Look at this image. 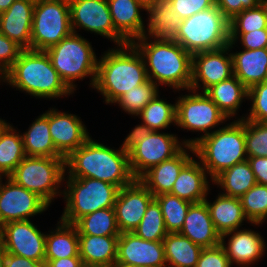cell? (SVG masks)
<instances>
[{
    "instance_id": "6da1fadb",
    "label": "cell",
    "mask_w": 267,
    "mask_h": 267,
    "mask_svg": "<svg viewBox=\"0 0 267 267\" xmlns=\"http://www.w3.org/2000/svg\"><path fill=\"white\" fill-rule=\"evenodd\" d=\"M65 176L93 178L116 185L119 189L136 178L129 165L128 149L123 141L119 149L96 142L91 137L65 158Z\"/></svg>"
},
{
    "instance_id": "7a4b0ae2",
    "label": "cell",
    "mask_w": 267,
    "mask_h": 267,
    "mask_svg": "<svg viewBox=\"0 0 267 267\" xmlns=\"http://www.w3.org/2000/svg\"><path fill=\"white\" fill-rule=\"evenodd\" d=\"M132 44L144 59L150 81L158 87L166 85L175 91L190 90L192 54L180 44L147 36L135 39Z\"/></svg>"
},
{
    "instance_id": "3957f363",
    "label": "cell",
    "mask_w": 267,
    "mask_h": 267,
    "mask_svg": "<svg viewBox=\"0 0 267 267\" xmlns=\"http://www.w3.org/2000/svg\"><path fill=\"white\" fill-rule=\"evenodd\" d=\"M116 47L99 57L93 87L105 103L111 105L127 91L148 80L144 59L137 48L132 43Z\"/></svg>"
},
{
    "instance_id": "277c9868",
    "label": "cell",
    "mask_w": 267,
    "mask_h": 267,
    "mask_svg": "<svg viewBox=\"0 0 267 267\" xmlns=\"http://www.w3.org/2000/svg\"><path fill=\"white\" fill-rule=\"evenodd\" d=\"M0 81L30 96L47 100L67 97L74 93L53 68L45 51L22 50Z\"/></svg>"
},
{
    "instance_id": "5b68a950",
    "label": "cell",
    "mask_w": 267,
    "mask_h": 267,
    "mask_svg": "<svg viewBox=\"0 0 267 267\" xmlns=\"http://www.w3.org/2000/svg\"><path fill=\"white\" fill-rule=\"evenodd\" d=\"M194 156L210 176L211 182L224 170L247 160L245 147V119H237L199 139ZM196 154V155H195Z\"/></svg>"
},
{
    "instance_id": "8992f818",
    "label": "cell",
    "mask_w": 267,
    "mask_h": 267,
    "mask_svg": "<svg viewBox=\"0 0 267 267\" xmlns=\"http://www.w3.org/2000/svg\"><path fill=\"white\" fill-rule=\"evenodd\" d=\"M45 52L60 78L73 92L76 91L75 82L78 79L91 77L89 86L94 87L99 59L91 43L79 33L72 32Z\"/></svg>"
},
{
    "instance_id": "52a82bcc",
    "label": "cell",
    "mask_w": 267,
    "mask_h": 267,
    "mask_svg": "<svg viewBox=\"0 0 267 267\" xmlns=\"http://www.w3.org/2000/svg\"><path fill=\"white\" fill-rule=\"evenodd\" d=\"M176 42L191 54L225 47L230 42L229 20L214 5L183 19Z\"/></svg>"
},
{
    "instance_id": "ba28073f",
    "label": "cell",
    "mask_w": 267,
    "mask_h": 267,
    "mask_svg": "<svg viewBox=\"0 0 267 267\" xmlns=\"http://www.w3.org/2000/svg\"><path fill=\"white\" fill-rule=\"evenodd\" d=\"M63 199L66 201L60 219L74 224L86 214L103 208L114 207L119 188L116 185L93 178L65 177Z\"/></svg>"
},
{
    "instance_id": "9c48e42d",
    "label": "cell",
    "mask_w": 267,
    "mask_h": 267,
    "mask_svg": "<svg viewBox=\"0 0 267 267\" xmlns=\"http://www.w3.org/2000/svg\"><path fill=\"white\" fill-rule=\"evenodd\" d=\"M179 140L176 134L134 127L125 138L133 176L138 179L152 166L176 156L186 146Z\"/></svg>"
},
{
    "instance_id": "30bf717a",
    "label": "cell",
    "mask_w": 267,
    "mask_h": 267,
    "mask_svg": "<svg viewBox=\"0 0 267 267\" xmlns=\"http://www.w3.org/2000/svg\"><path fill=\"white\" fill-rule=\"evenodd\" d=\"M65 171L64 157L26 156L8 177L50 206L57 196L63 195L60 188Z\"/></svg>"
},
{
    "instance_id": "8fae6325",
    "label": "cell",
    "mask_w": 267,
    "mask_h": 267,
    "mask_svg": "<svg viewBox=\"0 0 267 267\" xmlns=\"http://www.w3.org/2000/svg\"><path fill=\"white\" fill-rule=\"evenodd\" d=\"M68 0H36L31 50L46 51L72 33Z\"/></svg>"
},
{
    "instance_id": "7c38bea8",
    "label": "cell",
    "mask_w": 267,
    "mask_h": 267,
    "mask_svg": "<svg viewBox=\"0 0 267 267\" xmlns=\"http://www.w3.org/2000/svg\"><path fill=\"white\" fill-rule=\"evenodd\" d=\"M190 92L181 95L176 100V126L193 132H203L200 137L183 139L186 146H193L199 139L211 134L214 128H218L228 117L207 96L205 92ZM222 123V124H221ZM217 126V127H216Z\"/></svg>"
},
{
    "instance_id": "4fadbf2b",
    "label": "cell",
    "mask_w": 267,
    "mask_h": 267,
    "mask_svg": "<svg viewBox=\"0 0 267 267\" xmlns=\"http://www.w3.org/2000/svg\"><path fill=\"white\" fill-rule=\"evenodd\" d=\"M71 28L84 29L122 46L128 42L115 30L107 0H68Z\"/></svg>"
},
{
    "instance_id": "5bb4252c",
    "label": "cell",
    "mask_w": 267,
    "mask_h": 267,
    "mask_svg": "<svg viewBox=\"0 0 267 267\" xmlns=\"http://www.w3.org/2000/svg\"><path fill=\"white\" fill-rule=\"evenodd\" d=\"M235 43L225 47L192 54V80L190 90L205 92L212 85L234 76L231 49ZM202 84H201V83ZM202 86V87H201Z\"/></svg>"
},
{
    "instance_id": "9a60e30c",
    "label": "cell",
    "mask_w": 267,
    "mask_h": 267,
    "mask_svg": "<svg viewBox=\"0 0 267 267\" xmlns=\"http://www.w3.org/2000/svg\"><path fill=\"white\" fill-rule=\"evenodd\" d=\"M7 253L45 264L46 234L31 220L11 221L0 226Z\"/></svg>"
},
{
    "instance_id": "2e32d148",
    "label": "cell",
    "mask_w": 267,
    "mask_h": 267,
    "mask_svg": "<svg viewBox=\"0 0 267 267\" xmlns=\"http://www.w3.org/2000/svg\"><path fill=\"white\" fill-rule=\"evenodd\" d=\"M0 184V226L7 222L30 220L49 205L36 193L16 184L9 177Z\"/></svg>"
},
{
    "instance_id": "e0dca14e",
    "label": "cell",
    "mask_w": 267,
    "mask_h": 267,
    "mask_svg": "<svg viewBox=\"0 0 267 267\" xmlns=\"http://www.w3.org/2000/svg\"><path fill=\"white\" fill-rule=\"evenodd\" d=\"M153 199V194L139 179L119 189L114 210L120 233L133 232L137 228Z\"/></svg>"
},
{
    "instance_id": "ac0fdd59",
    "label": "cell",
    "mask_w": 267,
    "mask_h": 267,
    "mask_svg": "<svg viewBox=\"0 0 267 267\" xmlns=\"http://www.w3.org/2000/svg\"><path fill=\"white\" fill-rule=\"evenodd\" d=\"M116 262L142 267H167L163 241L144 240L134 232L120 233Z\"/></svg>"
},
{
    "instance_id": "d6986e66",
    "label": "cell",
    "mask_w": 267,
    "mask_h": 267,
    "mask_svg": "<svg viewBox=\"0 0 267 267\" xmlns=\"http://www.w3.org/2000/svg\"><path fill=\"white\" fill-rule=\"evenodd\" d=\"M80 118L56 108L48 110L50 135L56 150L64 158L90 138L87 127Z\"/></svg>"
},
{
    "instance_id": "ffe728a7",
    "label": "cell",
    "mask_w": 267,
    "mask_h": 267,
    "mask_svg": "<svg viewBox=\"0 0 267 267\" xmlns=\"http://www.w3.org/2000/svg\"><path fill=\"white\" fill-rule=\"evenodd\" d=\"M226 237L228 238L227 243ZM264 241L262 235L257 231L239 228L222 234L220 244L232 266L236 264L240 267H249L259 261L265 253L267 247Z\"/></svg>"
},
{
    "instance_id": "44dd1931",
    "label": "cell",
    "mask_w": 267,
    "mask_h": 267,
    "mask_svg": "<svg viewBox=\"0 0 267 267\" xmlns=\"http://www.w3.org/2000/svg\"><path fill=\"white\" fill-rule=\"evenodd\" d=\"M36 0H15L0 14V32L23 50L31 49V28Z\"/></svg>"
},
{
    "instance_id": "7402d4cb",
    "label": "cell",
    "mask_w": 267,
    "mask_h": 267,
    "mask_svg": "<svg viewBox=\"0 0 267 267\" xmlns=\"http://www.w3.org/2000/svg\"><path fill=\"white\" fill-rule=\"evenodd\" d=\"M193 146H185L176 156L152 166L138 179L153 194L170 193L182 168L193 158ZM189 152V153H188Z\"/></svg>"
},
{
    "instance_id": "603a6c76",
    "label": "cell",
    "mask_w": 267,
    "mask_h": 267,
    "mask_svg": "<svg viewBox=\"0 0 267 267\" xmlns=\"http://www.w3.org/2000/svg\"><path fill=\"white\" fill-rule=\"evenodd\" d=\"M179 233L202 248L214 247L221 243V235L213 224L205 201L190 205Z\"/></svg>"
},
{
    "instance_id": "cb8c5ba5",
    "label": "cell",
    "mask_w": 267,
    "mask_h": 267,
    "mask_svg": "<svg viewBox=\"0 0 267 267\" xmlns=\"http://www.w3.org/2000/svg\"><path fill=\"white\" fill-rule=\"evenodd\" d=\"M192 158L181 170L173 184L171 194L190 203L202 202L209 194L208 173L200 161Z\"/></svg>"
},
{
    "instance_id": "d4e9b609",
    "label": "cell",
    "mask_w": 267,
    "mask_h": 267,
    "mask_svg": "<svg viewBox=\"0 0 267 267\" xmlns=\"http://www.w3.org/2000/svg\"><path fill=\"white\" fill-rule=\"evenodd\" d=\"M115 30L128 42L142 37L144 28L141 10L145 8L138 0H107Z\"/></svg>"
},
{
    "instance_id": "484cf974",
    "label": "cell",
    "mask_w": 267,
    "mask_h": 267,
    "mask_svg": "<svg viewBox=\"0 0 267 267\" xmlns=\"http://www.w3.org/2000/svg\"><path fill=\"white\" fill-rule=\"evenodd\" d=\"M148 14L147 28H144L143 36L156 37L162 41H176L178 30L182 24V18L175 12L169 0H161L145 9Z\"/></svg>"
},
{
    "instance_id": "4316f807",
    "label": "cell",
    "mask_w": 267,
    "mask_h": 267,
    "mask_svg": "<svg viewBox=\"0 0 267 267\" xmlns=\"http://www.w3.org/2000/svg\"><path fill=\"white\" fill-rule=\"evenodd\" d=\"M234 76L247 88L267 81V48L231 52Z\"/></svg>"
},
{
    "instance_id": "83f0119b",
    "label": "cell",
    "mask_w": 267,
    "mask_h": 267,
    "mask_svg": "<svg viewBox=\"0 0 267 267\" xmlns=\"http://www.w3.org/2000/svg\"><path fill=\"white\" fill-rule=\"evenodd\" d=\"M118 237L78 235L79 256L84 265L111 267L117 259Z\"/></svg>"
},
{
    "instance_id": "f1b7e54d",
    "label": "cell",
    "mask_w": 267,
    "mask_h": 267,
    "mask_svg": "<svg viewBox=\"0 0 267 267\" xmlns=\"http://www.w3.org/2000/svg\"><path fill=\"white\" fill-rule=\"evenodd\" d=\"M208 206L210 217L220 235L239 229L244 223H250L245 217L240 198L218 194L213 202L204 200Z\"/></svg>"
},
{
    "instance_id": "f546056e",
    "label": "cell",
    "mask_w": 267,
    "mask_h": 267,
    "mask_svg": "<svg viewBox=\"0 0 267 267\" xmlns=\"http://www.w3.org/2000/svg\"><path fill=\"white\" fill-rule=\"evenodd\" d=\"M205 93L228 119H236L242 102L248 99V89L236 76L212 85Z\"/></svg>"
},
{
    "instance_id": "4dcf8cb0",
    "label": "cell",
    "mask_w": 267,
    "mask_h": 267,
    "mask_svg": "<svg viewBox=\"0 0 267 267\" xmlns=\"http://www.w3.org/2000/svg\"><path fill=\"white\" fill-rule=\"evenodd\" d=\"M56 230L46 233L45 260L79 256L78 231L74 224L57 222Z\"/></svg>"
},
{
    "instance_id": "1f68e13d",
    "label": "cell",
    "mask_w": 267,
    "mask_h": 267,
    "mask_svg": "<svg viewBox=\"0 0 267 267\" xmlns=\"http://www.w3.org/2000/svg\"><path fill=\"white\" fill-rule=\"evenodd\" d=\"M21 136L27 156L63 157L50 135L48 111L38 116Z\"/></svg>"
},
{
    "instance_id": "d6a6232c",
    "label": "cell",
    "mask_w": 267,
    "mask_h": 267,
    "mask_svg": "<svg viewBox=\"0 0 267 267\" xmlns=\"http://www.w3.org/2000/svg\"><path fill=\"white\" fill-rule=\"evenodd\" d=\"M168 267H196L202 247L179 232L168 233L163 239Z\"/></svg>"
},
{
    "instance_id": "836d02e7",
    "label": "cell",
    "mask_w": 267,
    "mask_h": 267,
    "mask_svg": "<svg viewBox=\"0 0 267 267\" xmlns=\"http://www.w3.org/2000/svg\"><path fill=\"white\" fill-rule=\"evenodd\" d=\"M222 192L221 194L240 198L257 182L248 160L242 161L224 170L213 182Z\"/></svg>"
},
{
    "instance_id": "e575fe53",
    "label": "cell",
    "mask_w": 267,
    "mask_h": 267,
    "mask_svg": "<svg viewBox=\"0 0 267 267\" xmlns=\"http://www.w3.org/2000/svg\"><path fill=\"white\" fill-rule=\"evenodd\" d=\"M142 121L136 129L159 131L167 129L171 124L176 126V103L171 104L161 99L159 93L137 115Z\"/></svg>"
},
{
    "instance_id": "d590c367",
    "label": "cell",
    "mask_w": 267,
    "mask_h": 267,
    "mask_svg": "<svg viewBox=\"0 0 267 267\" xmlns=\"http://www.w3.org/2000/svg\"><path fill=\"white\" fill-rule=\"evenodd\" d=\"M13 127L9 123L0 134V174L5 177L27 156L20 131Z\"/></svg>"
},
{
    "instance_id": "8d00e7d4",
    "label": "cell",
    "mask_w": 267,
    "mask_h": 267,
    "mask_svg": "<svg viewBox=\"0 0 267 267\" xmlns=\"http://www.w3.org/2000/svg\"><path fill=\"white\" fill-rule=\"evenodd\" d=\"M78 235L119 236L114 207L103 208L79 218L75 223Z\"/></svg>"
},
{
    "instance_id": "74e56055",
    "label": "cell",
    "mask_w": 267,
    "mask_h": 267,
    "mask_svg": "<svg viewBox=\"0 0 267 267\" xmlns=\"http://www.w3.org/2000/svg\"><path fill=\"white\" fill-rule=\"evenodd\" d=\"M154 198L161 207L167 232H180L184 223V219L192 203L180 199L171 193L154 196Z\"/></svg>"
},
{
    "instance_id": "f35d334b",
    "label": "cell",
    "mask_w": 267,
    "mask_h": 267,
    "mask_svg": "<svg viewBox=\"0 0 267 267\" xmlns=\"http://www.w3.org/2000/svg\"><path fill=\"white\" fill-rule=\"evenodd\" d=\"M245 217L253 226H260L267 219V185L256 183L240 197Z\"/></svg>"
},
{
    "instance_id": "ab89813d",
    "label": "cell",
    "mask_w": 267,
    "mask_h": 267,
    "mask_svg": "<svg viewBox=\"0 0 267 267\" xmlns=\"http://www.w3.org/2000/svg\"><path fill=\"white\" fill-rule=\"evenodd\" d=\"M133 232L148 241H163L168 234L161 207L155 198L148 205L141 222Z\"/></svg>"
},
{
    "instance_id": "60d3db41",
    "label": "cell",
    "mask_w": 267,
    "mask_h": 267,
    "mask_svg": "<svg viewBox=\"0 0 267 267\" xmlns=\"http://www.w3.org/2000/svg\"><path fill=\"white\" fill-rule=\"evenodd\" d=\"M159 93V87L149 79L120 96L115 102L128 115L137 116L142 109Z\"/></svg>"
},
{
    "instance_id": "b9f144b4",
    "label": "cell",
    "mask_w": 267,
    "mask_h": 267,
    "mask_svg": "<svg viewBox=\"0 0 267 267\" xmlns=\"http://www.w3.org/2000/svg\"><path fill=\"white\" fill-rule=\"evenodd\" d=\"M230 33H248L267 28V4L243 10L229 20Z\"/></svg>"
},
{
    "instance_id": "7bdbcfd3",
    "label": "cell",
    "mask_w": 267,
    "mask_h": 267,
    "mask_svg": "<svg viewBox=\"0 0 267 267\" xmlns=\"http://www.w3.org/2000/svg\"><path fill=\"white\" fill-rule=\"evenodd\" d=\"M247 157H267V122L245 120Z\"/></svg>"
},
{
    "instance_id": "ee69618b",
    "label": "cell",
    "mask_w": 267,
    "mask_h": 267,
    "mask_svg": "<svg viewBox=\"0 0 267 267\" xmlns=\"http://www.w3.org/2000/svg\"><path fill=\"white\" fill-rule=\"evenodd\" d=\"M252 104L249 114L241 118L255 122H267V81L256 84L248 89V99Z\"/></svg>"
},
{
    "instance_id": "f6af8a7d",
    "label": "cell",
    "mask_w": 267,
    "mask_h": 267,
    "mask_svg": "<svg viewBox=\"0 0 267 267\" xmlns=\"http://www.w3.org/2000/svg\"><path fill=\"white\" fill-rule=\"evenodd\" d=\"M23 49L0 32V79L12 67Z\"/></svg>"
},
{
    "instance_id": "bcb514c9",
    "label": "cell",
    "mask_w": 267,
    "mask_h": 267,
    "mask_svg": "<svg viewBox=\"0 0 267 267\" xmlns=\"http://www.w3.org/2000/svg\"><path fill=\"white\" fill-rule=\"evenodd\" d=\"M226 252L221 244L203 248L196 267H231Z\"/></svg>"
},
{
    "instance_id": "7dc6e473",
    "label": "cell",
    "mask_w": 267,
    "mask_h": 267,
    "mask_svg": "<svg viewBox=\"0 0 267 267\" xmlns=\"http://www.w3.org/2000/svg\"><path fill=\"white\" fill-rule=\"evenodd\" d=\"M237 40L240 41L243 49L256 50L267 48V28L248 33H230V42L237 44Z\"/></svg>"
},
{
    "instance_id": "c3c4849f",
    "label": "cell",
    "mask_w": 267,
    "mask_h": 267,
    "mask_svg": "<svg viewBox=\"0 0 267 267\" xmlns=\"http://www.w3.org/2000/svg\"><path fill=\"white\" fill-rule=\"evenodd\" d=\"M176 13L183 19L207 10L215 5V0H169Z\"/></svg>"
},
{
    "instance_id": "681fc988",
    "label": "cell",
    "mask_w": 267,
    "mask_h": 267,
    "mask_svg": "<svg viewBox=\"0 0 267 267\" xmlns=\"http://www.w3.org/2000/svg\"><path fill=\"white\" fill-rule=\"evenodd\" d=\"M263 2L264 0H215V5L228 20H231L243 10L256 8Z\"/></svg>"
},
{
    "instance_id": "f907efd6",
    "label": "cell",
    "mask_w": 267,
    "mask_h": 267,
    "mask_svg": "<svg viewBox=\"0 0 267 267\" xmlns=\"http://www.w3.org/2000/svg\"><path fill=\"white\" fill-rule=\"evenodd\" d=\"M256 182L267 185V157H248Z\"/></svg>"
},
{
    "instance_id": "816d5d0a",
    "label": "cell",
    "mask_w": 267,
    "mask_h": 267,
    "mask_svg": "<svg viewBox=\"0 0 267 267\" xmlns=\"http://www.w3.org/2000/svg\"><path fill=\"white\" fill-rule=\"evenodd\" d=\"M5 267H45V264L7 253Z\"/></svg>"
},
{
    "instance_id": "f5cc1de1",
    "label": "cell",
    "mask_w": 267,
    "mask_h": 267,
    "mask_svg": "<svg viewBox=\"0 0 267 267\" xmlns=\"http://www.w3.org/2000/svg\"><path fill=\"white\" fill-rule=\"evenodd\" d=\"M84 265L80 256L45 260V267H82Z\"/></svg>"
},
{
    "instance_id": "db71d44e",
    "label": "cell",
    "mask_w": 267,
    "mask_h": 267,
    "mask_svg": "<svg viewBox=\"0 0 267 267\" xmlns=\"http://www.w3.org/2000/svg\"><path fill=\"white\" fill-rule=\"evenodd\" d=\"M7 251L4 247L3 240L0 237V267H5Z\"/></svg>"
},
{
    "instance_id": "11a10c76",
    "label": "cell",
    "mask_w": 267,
    "mask_h": 267,
    "mask_svg": "<svg viewBox=\"0 0 267 267\" xmlns=\"http://www.w3.org/2000/svg\"><path fill=\"white\" fill-rule=\"evenodd\" d=\"M15 0H0V14L5 12Z\"/></svg>"
},
{
    "instance_id": "9f6ffc18",
    "label": "cell",
    "mask_w": 267,
    "mask_h": 267,
    "mask_svg": "<svg viewBox=\"0 0 267 267\" xmlns=\"http://www.w3.org/2000/svg\"><path fill=\"white\" fill-rule=\"evenodd\" d=\"M140 4L146 9L147 7H151L161 0H138Z\"/></svg>"
},
{
    "instance_id": "6f0895ef",
    "label": "cell",
    "mask_w": 267,
    "mask_h": 267,
    "mask_svg": "<svg viewBox=\"0 0 267 267\" xmlns=\"http://www.w3.org/2000/svg\"><path fill=\"white\" fill-rule=\"evenodd\" d=\"M111 267H142V266L127 265V264L115 262Z\"/></svg>"
},
{
    "instance_id": "680465c9",
    "label": "cell",
    "mask_w": 267,
    "mask_h": 267,
    "mask_svg": "<svg viewBox=\"0 0 267 267\" xmlns=\"http://www.w3.org/2000/svg\"><path fill=\"white\" fill-rule=\"evenodd\" d=\"M9 123L0 118V134L7 127Z\"/></svg>"
},
{
    "instance_id": "91938a15",
    "label": "cell",
    "mask_w": 267,
    "mask_h": 267,
    "mask_svg": "<svg viewBox=\"0 0 267 267\" xmlns=\"http://www.w3.org/2000/svg\"><path fill=\"white\" fill-rule=\"evenodd\" d=\"M3 178H5V176L2 175V174H0V184H1V182L3 181V180H2Z\"/></svg>"
},
{
    "instance_id": "94428289",
    "label": "cell",
    "mask_w": 267,
    "mask_h": 267,
    "mask_svg": "<svg viewBox=\"0 0 267 267\" xmlns=\"http://www.w3.org/2000/svg\"><path fill=\"white\" fill-rule=\"evenodd\" d=\"M82 267H98V266H88V265H83Z\"/></svg>"
}]
</instances>
